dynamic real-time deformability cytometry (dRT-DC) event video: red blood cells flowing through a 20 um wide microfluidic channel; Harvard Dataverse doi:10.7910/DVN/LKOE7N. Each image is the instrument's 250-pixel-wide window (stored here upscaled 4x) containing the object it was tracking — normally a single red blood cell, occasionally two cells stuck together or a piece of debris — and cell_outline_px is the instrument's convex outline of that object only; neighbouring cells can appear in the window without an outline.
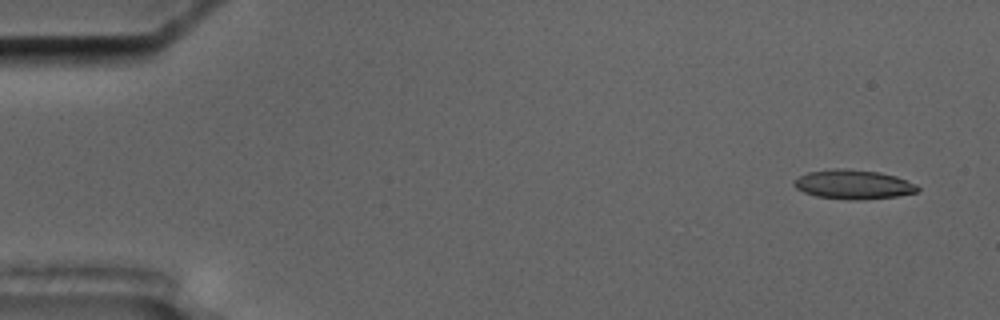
{"species": "common noctule bat (a hibernating species)", "species_latin": "Nyctalus noctula", "temperature_condition": "cold", "stored_images_in_passage": 5, "camera_frame_rate_fps": 3000, "um_per_image_px": 0.085, "animal": {"sex": "male", "body_mass_g": 17.5, "forearm_length_mm": 52.3}, "frame": {"image": 1, "passage_image": 1, "time_ms": 0.0, "image_size_px": [1000, 320], "cell_outline_px": [[920, 188], [916, 192], [896, 196], [816, 196], [804, 192], [796, 188], [792, 184], [800, 176], [808, 172], [836, 168], [848, 168], [880, 172], [896, 176], [916, 184]], "centroid_in_image_um": [72.53, 15.6], "position_along_channel_um": 12.5, "area_um2": 19.77}}